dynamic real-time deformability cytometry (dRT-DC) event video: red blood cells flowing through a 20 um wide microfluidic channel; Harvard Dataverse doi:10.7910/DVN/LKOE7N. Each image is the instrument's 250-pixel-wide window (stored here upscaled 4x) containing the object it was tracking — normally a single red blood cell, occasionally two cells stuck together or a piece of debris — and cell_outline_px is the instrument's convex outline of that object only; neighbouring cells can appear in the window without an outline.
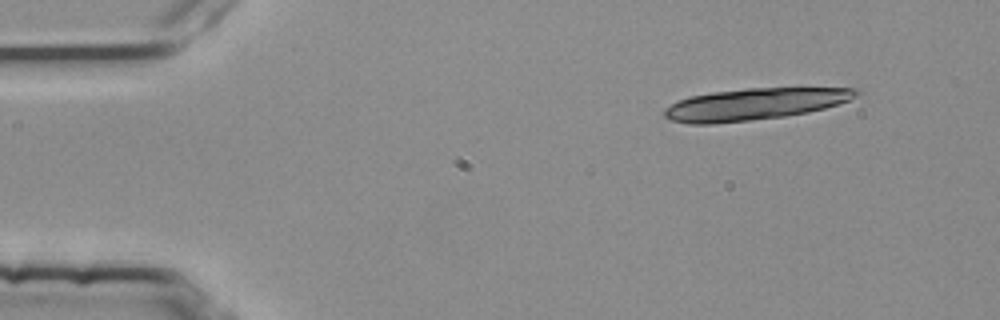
{"species": "common noctule bat (a hibernating species)", "species_latin": "Nyctalus noctula", "temperature_condition": "room temperature", "stored_images_in_passage": 3, "camera_frame_rate_fps": 3000, "um_per_image_px": 0.085, "animal": {"sex": "female", "body_mass_g": 25.1}, "frame": {"image": 1, "passage_image": 1, "time_ms": 0.0, "image_size_px": [1000, 320], "cell_outline_px": [[860, 92], [856, 96], [848, 100], [824, 108], [808, 112], [784, 116], [752, 120], [712, 124], [688, 124], [672, 120], [664, 116], [664, 108], [680, 100], [692, 96], [712, 92], [744, 88], [856, 88]], "centroid_in_image_um": [64.11, 8.85], "position_along_channel_um": 20.9, "area_um2": 35.14}}